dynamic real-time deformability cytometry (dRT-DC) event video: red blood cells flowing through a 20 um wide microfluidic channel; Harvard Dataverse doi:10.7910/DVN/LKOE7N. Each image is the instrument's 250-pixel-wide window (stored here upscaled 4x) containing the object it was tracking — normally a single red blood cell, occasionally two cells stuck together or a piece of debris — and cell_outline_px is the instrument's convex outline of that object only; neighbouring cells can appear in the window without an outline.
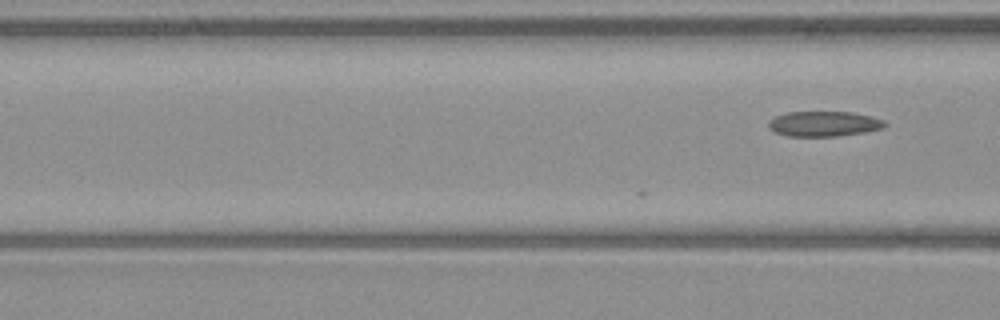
{"species": "common noctule bat (a hibernating species)", "species_latin": "Nyctalus noctula", "temperature_condition": "warm", "stored_images_in_passage": 5, "camera_frame_rate_fps": 3000, "um_per_image_px": 0.085, "animal": {"sex": "male", "body_mass_g": 23.1, "forearm_length_mm": 52.7}, "frame": {"image": 1, "passage_image": 5, "time_ms": 1.333, "image_size_px": [1000, 320], "cell_outline_px": [[888, 124], [884, 128], [864, 132], [840, 136], [788, 136], [776, 132], [768, 128], [768, 120], [776, 116], [788, 112], [852, 112], [884, 120]], "centroid_in_image_um": [70.03, 10.53], "position_along_channel_um": 96.6, "area_um2": 17.05}}